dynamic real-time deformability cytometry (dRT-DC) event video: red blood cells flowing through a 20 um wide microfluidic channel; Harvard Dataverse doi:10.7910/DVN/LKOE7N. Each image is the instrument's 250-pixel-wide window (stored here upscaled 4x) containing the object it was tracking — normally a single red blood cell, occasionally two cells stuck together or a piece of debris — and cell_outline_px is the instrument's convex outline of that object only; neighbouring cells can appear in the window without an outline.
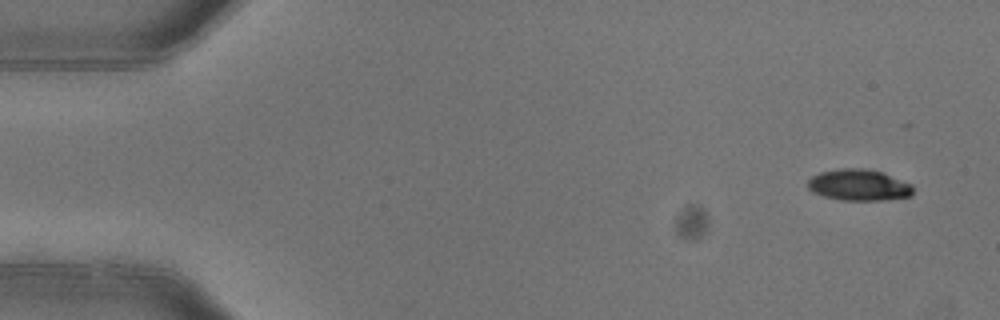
{"species": "common noctule bat (a hibernating species)", "species_latin": "Nyctalus noctula", "temperature_condition": "warm", "stored_images_in_passage": 5, "camera_frame_rate_fps": 3000, "um_per_image_px": 0.085, "animal": {"sex": "female"}, "frame": {"image": 1, "passage_image": 1, "time_ms": 0.0, "image_size_px": [1000, 320], "cell_outline_px": [[912, 196], [884, 200], [840, 200], [824, 196], [812, 192], [808, 188], [808, 180], [812, 176], [820, 172], [840, 168], [864, 168], [884, 172], [912, 184]], "centroid_in_image_um": [73.01, 15.72], "position_along_channel_um": 12.0, "area_um2": 19.36}}
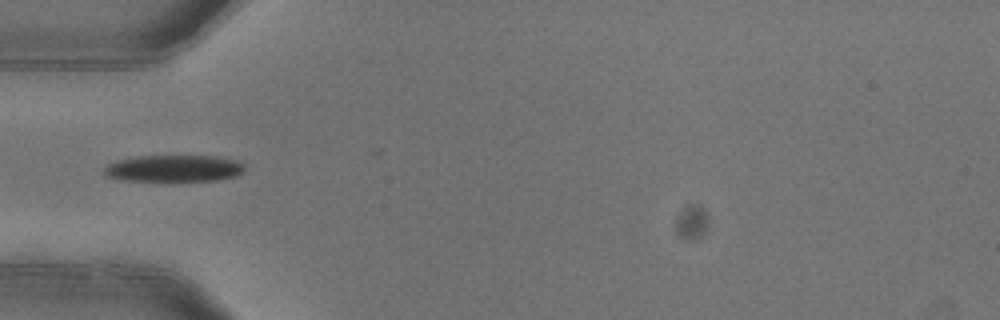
{"frame": {"image": 2, "passage_image": 4, "time_ms": 1.0, "image_size_px": [1000, 320], "cell_outline_px": [[244, 172], [236, 176], [216, 180], [124, 180], [108, 176], [104, 172], [104, 168], [108, 164], [116, 160], [136, 156], [216, 156], [236, 160], [244, 164]], "centroid_in_image_um": [14.81, 14.3], "position_along_channel_um": 70.2, "area_um2": 21.68}}